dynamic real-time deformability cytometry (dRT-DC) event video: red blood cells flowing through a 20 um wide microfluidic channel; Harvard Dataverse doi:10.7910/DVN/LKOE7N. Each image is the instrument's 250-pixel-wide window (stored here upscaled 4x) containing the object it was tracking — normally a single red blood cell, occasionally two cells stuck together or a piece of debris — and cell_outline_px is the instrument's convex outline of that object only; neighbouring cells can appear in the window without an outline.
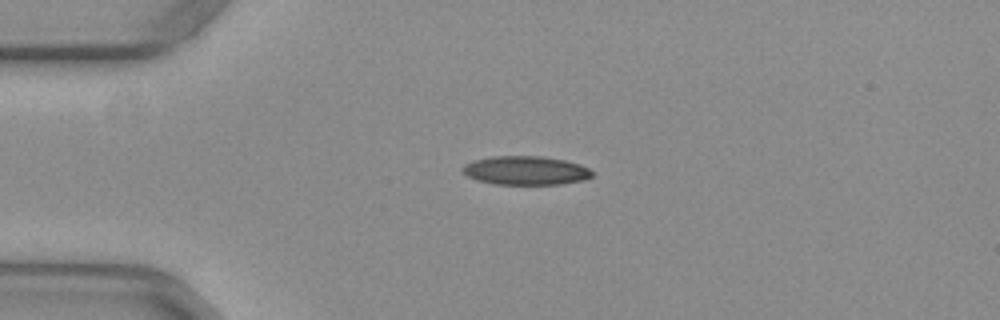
{"species": "common noctule bat (a hibernating species)", "species_latin": "Nyctalus noctula", "temperature_condition": "warm", "stored_images_in_passage": 4, "camera_frame_rate_fps": 3000, "um_per_image_px": 0.085, "animal": {"sex": "female", "body_mass_g": 29.2, "forearm_length_mm": 56.3}, "frame": {"image": 1, "passage_image": 1, "time_ms": 0.0, "image_size_px": [1000, 320], "cell_outline_px": [[592, 176], [584, 180], [560, 184], [496, 184], [476, 180], [468, 176], [460, 168], [464, 164], [476, 160], [492, 156], [540, 156], [564, 160], [580, 164], [588, 168], [592, 172]], "centroid_in_image_um": [44.68, 14.49], "position_along_channel_um": 40.3, "area_um2": 21.62}}